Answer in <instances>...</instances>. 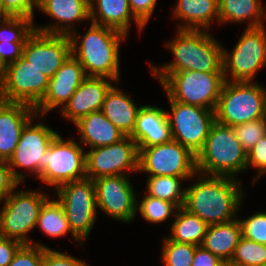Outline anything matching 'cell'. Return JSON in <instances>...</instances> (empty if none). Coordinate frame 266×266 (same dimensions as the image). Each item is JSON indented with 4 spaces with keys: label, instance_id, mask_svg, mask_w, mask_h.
<instances>
[{
    "label": "cell",
    "instance_id": "cell-41",
    "mask_svg": "<svg viewBox=\"0 0 266 266\" xmlns=\"http://www.w3.org/2000/svg\"><path fill=\"white\" fill-rule=\"evenodd\" d=\"M2 6L10 16H24L34 20V7L38 0H1Z\"/></svg>",
    "mask_w": 266,
    "mask_h": 266
},
{
    "label": "cell",
    "instance_id": "cell-49",
    "mask_svg": "<svg viewBox=\"0 0 266 266\" xmlns=\"http://www.w3.org/2000/svg\"><path fill=\"white\" fill-rule=\"evenodd\" d=\"M219 266H230V264L228 262H222Z\"/></svg>",
    "mask_w": 266,
    "mask_h": 266
},
{
    "label": "cell",
    "instance_id": "cell-39",
    "mask_svg": "<svg viewBox=\"0 0 266 266\" xmlns=\"http://www.w3.org/2000/svg\"><path fill=\"white\" fill-rule=\"evenodd\" d=\"M254 167L257 169L252 185L266 174V134L247 152V169Z\"/></svg>",
    "mask_w": 266,
    "mask_h": 266
},
{
    "label": "cell",
    "instance_id": "cell-3",
    "mask_svg": "<svg viewBox=\"0 0 266 266\" xmlns=\"http://www.w3.org/2000/svg\"><path fill=\"white\" fill-rule=\"evenodd\" d=\"M89 24V29L81 37L77 30L70 35L71 54L83 66L86 76L107 77L120 82L119 49L127 36L115 29Z\"/></svg>",
    "mask_w": 266,
    "mask_h": 266
},
{
    "label": "cell",
    "instance_id": "cell-48",
    "mask_svg": "<svg viewBox=\"0 0 266 266\" xmlns=\"http://www.w3.org/2000/svg\"><path fill=\"white\" fill-rule=\"evenodd\" d=\"M10 15L5 11L0 0V20L6 19Z\"/></svg>",
    "mask_w": 266,
    "mask_h": 266
},
{
    "label": "cell",
    "instance_id": "cell-42",
    "mask_svg": "<svg viewBox=\"0 0 266 266\" xmlns=\"http://www.w3.org/2000/svg\"><path fill=\"white\" fill-rule=\"evenodd\" d=\"M20 184L14 177L8 161L0 162V205Z\"/></svg>",
    "mask_w": 266,
    "mask_h": 266
},
{
    "label": "cell",
    "instance_id": "cell-13",
    "mask_svg": "<svg viewBox=\"0 0 266 266\" xmlns=\"http://www.w3.org/2000/svg\"><path fill=\"white\" fill-rule=\"evenodd\" d=\"M138 171L147 176L195 177L196 155L175 140L138 148Z\"/></svg>",
    "mask_w": 266,
    "mask_h": 266
},
{
    "label": "cell",
    "instance_id": "cell-43",
    "mask_svg": "<svg viewBox=\"0 0 266 266\" xmlns=\"http://www.w3.org/2000/svg\"><path fill=\"white\" fill-rule=\"evenodd\" d=\"M134 17L146 27L153 15L158 0H128Z\"/></svg>",
    "mask_w": 266,
    "mask_h": 266
},
{
    "label": "cell",
    "instance_id": "cell-4",
    "mask_svg": "<svg viewBox=\"0 0 266 266\" xmlns=\"http://www.w3.org/2000/svg\"><path fill=\"white\" fill-rule=\"evenodd\" d=\"M196 170L204 175L232 178L247 171V152L231 126L213 123L204 146L196 155Z\"/></svg>",
    "mask_w": 266,
    "mask_h": 266
},
{
    "label": "cell",
    "instance_id": "cell-47",
    "mask_svg": "<svg viewBox=\"0 0 266 266\" xmlns=\"http://www.w3.org/2000/svg\"><path fill=\"white\" fill-rule=\"evenodd\" d=\"M7 65L0 57V86L4 83L6 77Z\"/></svg>",
    "mask_w": 266,
    "mask_h": 266
},
{
    "label": "cell",
    "instance_id": "cell-18",
    "mask_svg": "<svg viewBox=\"0 0 266 266\" xmlns=\"http://www.w3.org/2000/svg\"><path fill=\"white\" fill-rule=\"evenodd\" d=\"M86 77L83 66L71 54L49 79L47 92L35 108L36 114L44 118L53 109L61 111Z\"/></svg>",
    "mask_w": 266,
    "mask_h": 266
},
{
    "label": "cell",
    "instance_id": "cell-10",
    "mask_svg": "<svg viewBox=\"0 0 266 266\" xmlns=\"http://www.w3.org/2000/svg\"><path fill=\"white\" fill-rule=\"evenodd\" d=\"M72 234L83 243L89 238L97 217L95 186L92 179L65 183L55 189Z\"/></svg>",
    "mask_w": 266,
    "mask_h": 266
},
{
    "label": "cell",
    "instance_id": "cell-44",
    "mask_svg": "<svg viewBox=\"0 0 266 266\" xmlns=\"http://www.w3.org/2000/svg\"><path fill=\"white\" fill-rule=\"evenodd\" d=\"M22 245L18 240L0 236V266H8Z\"/></svg>",
    "mask_w": 266,
    "mask_h": 266
},
{
    "label": "cell",
    "instance_id": "cell-11",
    "mask_svg": "<svg viewBox=\"0 0 266 266\" xmlns=\"http://www.w3.org/2000/svg\"><path fill=\"white\" fill-rule=\"evenodd\" d=\"M36 117L39 118L40 115L36 114L23 127L18 145L8 160L14 177L20 183L29 175L27 172L17 171L18 168H23L39 178L44 171V158L42 157L52 140L59 134L43 122L35 123Z\"/></svg>",
    "mask_w": 266,
    "mask_h": 266
},
{
    "label": "cell",
    "instance_id": "cell-35",
    "mask_svg": "<svg viewBox=\"0 0 266 266\" xmlns=\"http://www.w3.org/2000/svg\"><path fill=\"white\" fill-rule=\"evenodd\" d=\"M161 250V261L164 266H191L196 246L164 237Z\"/></svg>",
    "mask_w": 266,
    "mask_h": 266
},
{
    "label": "cell",
    "instance_id": "cell-26",
    "mask_svg": "<svg viewBox=\"0 0 266 266\" xmlns=\"http://www.w3.org/2000/svg\"><path fill=\"white\" fill-rule=\"evenodd\" d=\"M74 125L80 132V144L91 149L111 145L125 137L101 111L82 117Z\"/></svg>",
    "mask_w": 266,
    "mask_h": 266
},
{
    "label": "cell",
    "instance_id": "cell-32",
    "mask_svg": "<svg viewBox=\"0 0 266 266\" xmlns=\"http://www.w3.org/2000/svg\"><path fill=\"white\" fill-rule=\"evenodd\" d=\"M178 209L174 203L147 194H144L141 201L136 200V212L138 211L143 219L153 224L166 222L169 217L176 215Z\"/></svg>",
    "mask_w": 266,
    "mask_h": 266
},
{
    "label": "cell",
    "instance_id": "cell-16",
    "mask_svg": "<svg viewBox=\"0 0 266 266\" xmlns=\"http://www.w3.org/2000/svg\"><path fill=\"white\" fill-rule=\"evenodd\" d=\"M129 178L126 175H114L93 180L97 209L123 223L134 221L138 213L136 191Z\"/></svg>",
    "mask_w": 266,
    "mask_h": 266
},
{
    "label": "cell",
    "instance_id": "cell-31",
    "mask_svg": "<svg viewBox=\"0 0 266 266\" xmlns=\"http://www.w3.org/2000/svg\"><path fill=\"white\" fill-rule=\"evenodd\" d=\"M146 189L144 194L165 200L183 207L185 203L186 188L182 181L191 180L193 177L177 176H146Z\"/></svg>",
    "mask_w": 266,
    "mask_h": 266
},
{
    "label": "cell",
    "instance_id": "cell-27",
    "mask_svg": "<svg viewBox=\"0 0 266 266\" xmlns=\"http://www.w3.org/2000/svg\"><path fill=\"white\" fill-rule=\"evenodd\" d=\"M242 237L238 219L208 225L202 246L222 261L229 262Z\"/></svg>",
    "mask_w": 266,
    "mask_h": 266
},
{
    "label": "cell",
    "instance_id": "cell-36",
    "mask_svg": "<svg viewBox=\"0 0 266 266\" xmlns=\"http://www.w3.org/2000/svg\"><path fill=\"white\" fill-rule=\"evenodd\" d=\"M232 128L243 149L249 152L266 134V118L239 124Z\"/></svg>",
    "mask_w": 266,
    "mask_h": 266
},
{
    "label": "cell",
    "instance_id": "cell-17",
    "mask_svg": "<svg viewBox=\"0 0 266 266\" xmlns=\"http://www.w3.org/2000/svg\"><path fill=\"white\" fill-rule=\"evenodd\" d=\"M71 55L69 35L45 34L34 30L26 39L22 57L51 79Z\"/></svg>",
    "mask_w": 266,
    "mask_h": 266
},
{
    "label": "cell",
    "instance_id": "cell-37",
    "mask_svg": "<svg viewBox=\"0 0 266 266\" xmlns=\"http://www.w3.org/2000/svg\"><path fill=\"white\" fill-rule=\"evenodd\" d=\"M242 236L246 239L266 245V212H255L248 218L239 217Z\"/></svg>",
    "mask_w": 266,
    "mask_h": 266
},
{
    "label": "cell",
    "instance_id": "cell-45",
    "mask_svg": "<svg viewBox=\"0 0 266 266\" xmlns=\"http://www.w3.org/2000/svg\"><path fill=\"white\" fill-rule=\"evenodd\" d=\"M24 43H0V57L6 65H9L22 57Z\"/></svg>",
    "mask_w": 266,
    "mask_h": 266
},
{
    "label": "cell",
    "instance_id": "cell-29",
    "mask_svg": "<svg viewBox=\"0 0 266 266\" xmlns=\"http://www.w3.org/2000/svg\"><path fill=\"white\" fill-rule=\"evenodd\" d=\"M174 217L170 229L172 233L167 237L178 243L201 246L208 225L184 207H179Z\"/></svg>",
    "mask_w": 266,
    "mask_h": 266
},
{
    "label": "cell",
    "instance_id": "cell-23",
    "mask_svg": "<svg viewBox=\"0 0 266 266\" xmlns=\"http://www.w3.org/2000/svg\"><path fill=\"white\" fill-rule=\"evenodd\" d=\"M89 4L91 23L115 29L126 36L131 21L139 32L145 28L132 14L128 0H89Z\"/></svg>",
    "mask_w": 266,
    "mask_h": 266
},
{
    "label": "cell",
    "instance_id": "cell-30",
    "mask_svg": "<svg viewBox=\"0 0 266 266\" xmlns=\"http://www.w3.org/2000/svg\"><path fill=\"white\" fill-rule=\"evenodd\" d=\"M38 226L44 234L51 238H60L61 236L64 237V235L66 236V234H69L79 245L82 244L72 234L67 216L57 199L51 200L49 197L44 202L39 211L36 227Z\"/></svg>",
    "mask_w": 266,
    "mask_h": 266
},
{
    "label": "cell",
    "instance_id": "cell-5",
    "mask_svg": "<svg viewBox=\"0 0 266 266\" xmlns=\"http://www.w3.org/2000/svg\"><path fill=\"white\" fill-rule=\"evenodd\" d=\"M214 112L215 121L231 127L266 118V87L225 81Z\"/></svg>",
    "mask_w": 266,
    "mask_h": 266
},
{
    "label": "cell",
    "instance_id": "cell-50",
    "mask_svg": "<svg viewBox=\"0 0 266 266\" xmlns=\"http://www.w3.org/2000/svg\"><path fill=\"white\" fill-rule=\"evenodd\" d=\"M7 161L1 154H0V162Z\"/></svg>",
    "mask_w": 266,
    "mask_h": 266
},
{
    "label": "cell",
    "instance_id": "cell-34",
    "mask_svg": "<svg viewBox=\"0 0 266 266\" xmlns=\"http://www.w3.org/2000/svg\"><path fill=\"white\" fill-rule=\"evenodd\" d=\"M34 32V20L24 16H9L0 20V43H25Z\"/></svg>",
    "mask_w": 266,
    "mask_h": 266
},
{
    "label": "cell",
    "instance_id": "cell-12",
    "mask_svg": "<svg viewBox=\"0 0 266 266\" xmlns=\"http://www.w3.org/2000/svg\"><path fill=\"white\" fill-rule=\"evenodd\" d=\"M166 96L171 110V113L166 111V114L173 140L197 155L215 122L214 110L180 103Z\"/></svg>",
    "mask_w": 266,
    "mask_h": 266
},
{
    "label": "cell",
    "instance_id": "cell-6",
    "mask_svg": "<svg viewBox=\"0 0 266 266\" xmlns=\"http://www.w3.org/2000/svg\"><path fill=\"white\" fill-rule=\"evenodd\" d=\"M48 194L36 190L15 189L2 202L3 207L0 208V236L18 240L22 244L47 247L33 242L28 233L36 229L39 211L49 198Z\"/></svg>",
    "mask_w": 266,
    "mask_h": 266
},
{
    "label": "cell",
    "instance_id": "cell-15",
    "mask_svg": "<svg viewBox=\"0 0 266 266\" xmlns=\"http://www.w3.org/2000/svg\"><path fill=\"white\" fill-rule=\"evenodd\" d=\"M48 84L49 79L21 57L7 65L6 77L0 86V100L36 108L44 98Z\"/></svg>",
    "mask_w": 266,
    "mask_h": 266
},
{
    "label": "cell",
    "instance_id": "cell-25",
    "mask_svg": "<svg viewBox=\"0 0 266 266\" xmlns=\"http://www.w3.org/2000/svg\"><path fill=\"white\" fill-rule=\"evenodd\" d=\"M141 107L137 106L132 97L122 89L113 85L106 94L101 112L122 134L131 136Z\"/></svg>",
    "mask_w": 266,
    "mask_h": 266
},
{
    "label": "cell",
    "instance_id": "cell-20",
    "mask_svg": "<svg viewBox=\"0 0 266 266\" xmlns=\"http://www.w3.org/2000/svg\"><path fill=\"white\" fill-rule=\"evenodd\" d=\"M112 81L115 82L107 77L87 76L60 111L61 116L74 124L92 112L101 111L106 94L114 85Z\"/></svg>",
    "mask_w": 266,
    "mask_h": 266
},
{
    "label": "cell",
    "instance_id": "cell-21",
    "mask_svg": "<svg viewBox=\"0 0 266 266\" xmlns=\"http://www.w3.org/2000/svg\"><path fill=\"white\" fill-rule=\"evenodd\" d=\"M138 148L150 147L173 140L166 110L154 105H142L130 136Z\"/></svg>",
    "mask_w": 266,
    "mask_h": 266
},
{
    "label": "cell",
    "instance_id": "cell-38",
    "mask_svg": "<svg viewBox=\"0 0 266 266\" xmlns=\"http://www.w3.org/2000/svg\"><path fill=\"white\" fill-rule=\"evenodd\" d=\"M47 247L23 244L15 253L8 266H41L44 251Z\"/></svg>",
    "mask_w": 266,
    "mask_h": 266
},
{
    "label": "cell",
    "instance_id": "cell-28",
    "mask_svg": "<svg viewBox=\"0 0 266 266\" xmlns=\"http://www.w3.org/2000/svg\"><path fill=\"white\" fill-rule=\"evenodd\" d=\"M219 24L227 22L243 23L248 20V28L264 26L265 6L261 0H218Z\"/></svg>",
    "mask_w": 266,
    "mask_h": 266
},
{
    "label": "cell",
    "instance_id": "cell-2",
    "mask_svg": "<svg viewBox=\"0 0 266 266\" xmlns=\"http://www.w3.org/2000/svg\"><path fill=\"white\" fill-rule=\"evenodd\" d=\"M176 35L166 42L174 59L150 70L160 84L173 72H223V48L207 30L177 29Z\"/></svg>",
    "mask_w": 266,
    "mask_h": 266
},
{
    "label": "cell",
    "instance_id": "cell-7",
    "mask_svg": "<svg viewBox=\"0 0 266 266\" xmlns=\"http://www.w3.org/2000/svg\"><path fill=\"white\" fill-rule=\"evenodd\" d=\"M224 82L223 72L179 71L160 85L174 101L215 110Z\"/></svg>",
    "mask_w": 266,
    "mask_h": 266
},
{
    "label": "cell",
    "instance_id": "cell-46",
    "mask_svg": "<svg viewBox=\"0 0 266 266\" xmlns=\"http://www.w3.org/2000/svg\"><path fill=\"white\" fill-rule=\"evenodd\" d=\"M222 262L218 256L213 255L201 245L196 246L191 266H219Z\"/></svg>",
    "mask_w": 266,
    "mask_h": 266
},
{
    "label": "cell",
    "instance_id": "cell-1",
    "mask_svg": "<svg viewBox=\"0 0 266 266\" xmlns=\"http://www.w3.org/2000/svg\"><path fill=\"white\" fill-rule=\"evenodd\" d=\"M195 182L186 187L184 208L197 215L207 225L227 223L237 219L243 202L241 181L228 176L196 173Z\"/></svg>",
    "mask_w": 266,
    "mask_h": 266
},
{
    "label": "cell",
    "instance_id": "cell-9",
    "mask_svg": "<svg viewBox=\"0 0 266 266\" xmlns=\"http://www.w3.org/2000/svg\"><path fill=\"white\" fill-rule=\"evenodd\" d=\"M75 139L64 140L60 133L52 140L44 153V171L39 181L57 189L72 181L86 178V152Z\"/></svg>",
    "mask_w": 266,
    "mask_h": 266
},
{
    "label": "cell",
    "instance_id": "cell-24",
    "mask_svg": "<svg viewBox=\"0 0 266 266\" xmlns=\"http://www.w3.org/2000/svg\"><path fill=\"white\" fill-rule=\"evenodd\" d=\"M172 18L177 19L180 24L177 29L207 30L211 22L217 20L219 23L218 0H176ZM182 22V23H181Z\"/></svg>",
    "mask_w": 266,
    "mask_h": 266
},
{
    "label": "cell",
    "instance_id": "cell-40",
    "mask_svg": "<svg viewBox=\"0 0 266 266\" xmlns=\"http://www.w3.org/2000/svg\"><path fill=\"white\" fill-rule=\"evenodd\" d=\"M41 266H90L86 261L63 253L58 250L46 248L43 254Z\"/></svg>",
    "mask_w": 266,
    "mask_h": 266
},
{
    "label": "cell",
    "instance_id": "cell-14",
    "mask_svg": "<svg viewBox=\"0 0 266 266\" xmlns=\"http://www.w3.org/2000/svg\"><path fill=\"white\" fill-rule=\"evenodd\" d=\"M138 159L137 143L130 136L108 146L89 149L86 152V178L130 176V173L139 172Z\"/></svg>",
    "mask_w": 266,
    "mask_h": 266
},
{
    "label": "cell",
    "instance_id": "cell-8",
    "mask_svg": "<svg viewBox=\"0 0 266 266\" xmlns=\"http://www.w3.org/2000/svg\"><path fill=\"white\" fill-rule=\"evenodd\" d=\"M265 28L246 27L231 52L223 48L225 81L254 82L255 75L266 65Z\"/></svg>",
    "mask_w": 266,
    "mask_h": 266
},
{
    "label": "cell",
    "instance_id": "cell-33",
    "mask_svg": "<svg viewBox=\"0 0 266 266\" xmlns=\"http://www.w3.org/2000/svg\"><path fill=\"white\" fill-rule=\"evenodd\" d=\"M228 263L230 266H266V245L242 236Z\"/></svg>",
    "mask_w": 266,
    "mask_h": 266
},
{
    "label": "cell",
    "instance_id": "cell-19",
    "mask_svg": "<svg viewBox=\"0 0 266 266\" xmlns=\"http://www.w3.org/2000/svg\"><path fill=\"white\" fill-rule=\"evenodd\" d=\"M38 9L55 20L45 26L34 24L35 31L45 34L70 35L76 22L90 19L89 0H38Z\"/></svg>",
    "mask_w": 266,
    "mask_h": 266
},
{
    "label": "cell",
    "instance_id": "cell-22",
    "mask_svg": "<svg viewBox=\"0 0 266 266\" xmlns=\"http://www.w3.org/2000/svg\"><path fill=\"white\" fill-rule=\"evenodd\" d=\"M36 115L25 103L0 100V154L8 161L18 145L23 127Z\"/></svg>",
    "mask_w": 266,
    "mask_h": 266
}]
</instances>
